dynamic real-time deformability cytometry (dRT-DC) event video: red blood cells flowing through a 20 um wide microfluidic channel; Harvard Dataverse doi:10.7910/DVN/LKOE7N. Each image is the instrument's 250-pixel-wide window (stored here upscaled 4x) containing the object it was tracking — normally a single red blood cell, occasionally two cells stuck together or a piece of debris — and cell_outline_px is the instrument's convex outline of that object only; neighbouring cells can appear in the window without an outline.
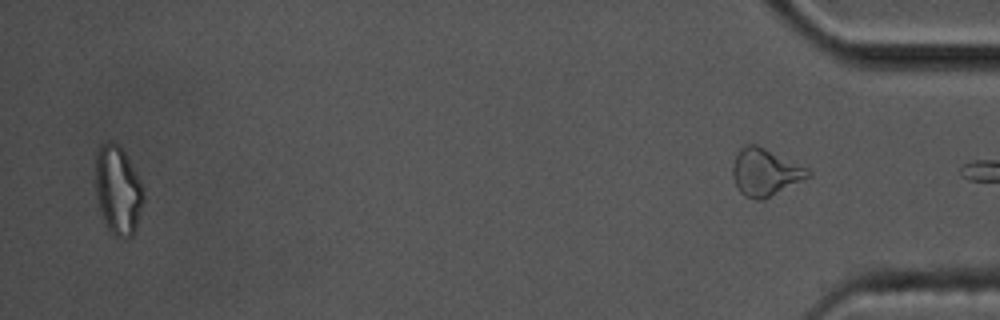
{"species": "common noctule bat (a hibernating species)", "species_latin": "Nyctalus noctula", "temperature_condition": "cold", "stored_images_in_passage": 15, "segment_of_instrument_passage": [2, 2], "camera_frame_rate_fps": 3000, "um_per_image_px": 0.085, "animal": {"sex": "male", "body_mass_g": 17.5, "forearm_length_mm": 52.3}, "frame": {"image": 1, "passage_image": 15, "time_ms": 4.667, "image_size_px": [1000, 320], "cell_outline_px": [[812, 176], [764, 200], [756, 200], [744, 196], [740, 192], [732, 176], [732, 164], [740, 148], [748, 144], [756, 144], [812, 172]], "centroid_in_image_um": [65.0, 14.68], "position_along_channel_um": 370.2, "area_um2": 20.46}}